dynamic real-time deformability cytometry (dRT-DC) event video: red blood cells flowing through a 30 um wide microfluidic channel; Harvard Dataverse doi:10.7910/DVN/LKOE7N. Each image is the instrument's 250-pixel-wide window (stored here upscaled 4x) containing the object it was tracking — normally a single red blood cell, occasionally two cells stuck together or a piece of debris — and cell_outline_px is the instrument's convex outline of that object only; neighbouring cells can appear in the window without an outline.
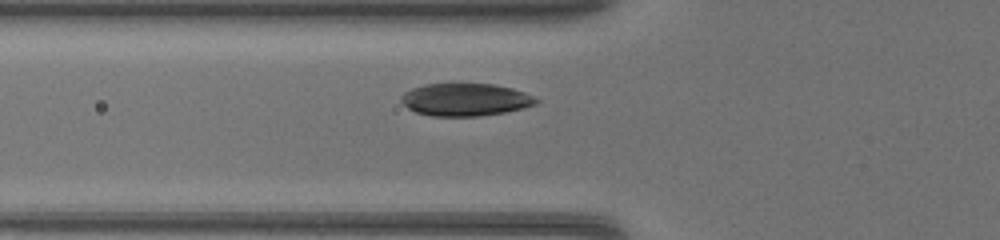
{"species": "common noctule bat (a hibernating species)", "species_latin": "Nyctalus noctula", "temperature_condition": "warm", "stored_images_in_passage": 34, "camera_frame_rate_fps": 3000, "um_per_image_px": 0.085, "animal": {"sex": "female", "body_mass_g": 17.0, "forearm_length_mm": 48.0}, "frame": {"image": 1, "passage_image": 7, "time_ms": 2.0, "image_size_px": [1000, 240], "cell_outline_px": [[540, 100], [536, 104], [524, 108], [504, 112], [480, 116], [432, 116], [416, 112], [408, 108], [400, 100], [400, 96], [404, 92], [412, 88], [424, 84], [492, 84], [512, 88], [524, 92]], "centroid_in_image_um": [39.54, 8.47], "position_along_channel_um": 86.3, "area_um2": 25.61}}
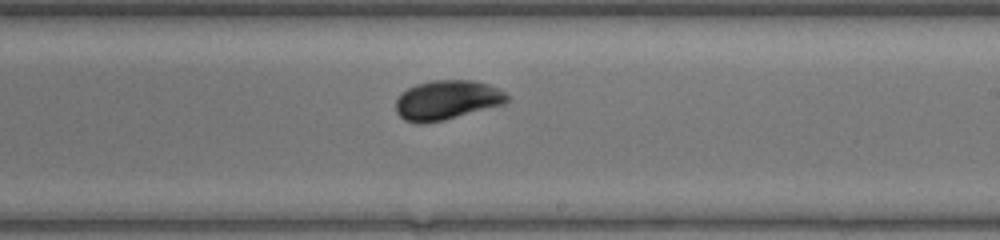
{"frame": {"image": 2, "passage_image": 18, "time_ms": 5.667, "image_size_px": [1000, 240], "cell_outline_px": [[508, 100], [504, 104], [444, 120], [420, 124], [416, 124], [404, 120], [396, 112], [396, 100], [400, 92], [416, 84], [432, 80], [476, 80], [488, 84], [504, 92], [508, 96]], "centroid_in_image_um": [37.95, 8.5], "position_along_channel_um": 251.0, "area_um2": 25.66}}
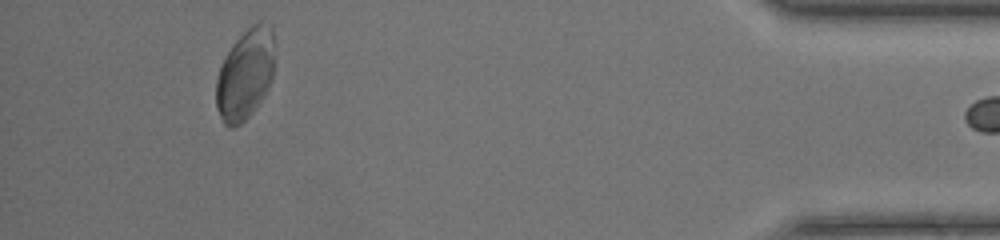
{"frame": {"image": 3, "passage_image": 33, "time_ms": 10.667, "image_size_px": [1000, 240], "cell_outline_px": [[272, 80], [264, 96], [252, 112], [240, 124], [232, 128], [228, 128], [224, 124], [220, 116], [216, 104], [216, 80], [224, 56], [236, 40], [252, 24], [260, 20], [272, 24]], "centroid_in_image_um": [20.83, 6.31], "position_along_channel_um": 414.4, "area_um2": 30.63}}